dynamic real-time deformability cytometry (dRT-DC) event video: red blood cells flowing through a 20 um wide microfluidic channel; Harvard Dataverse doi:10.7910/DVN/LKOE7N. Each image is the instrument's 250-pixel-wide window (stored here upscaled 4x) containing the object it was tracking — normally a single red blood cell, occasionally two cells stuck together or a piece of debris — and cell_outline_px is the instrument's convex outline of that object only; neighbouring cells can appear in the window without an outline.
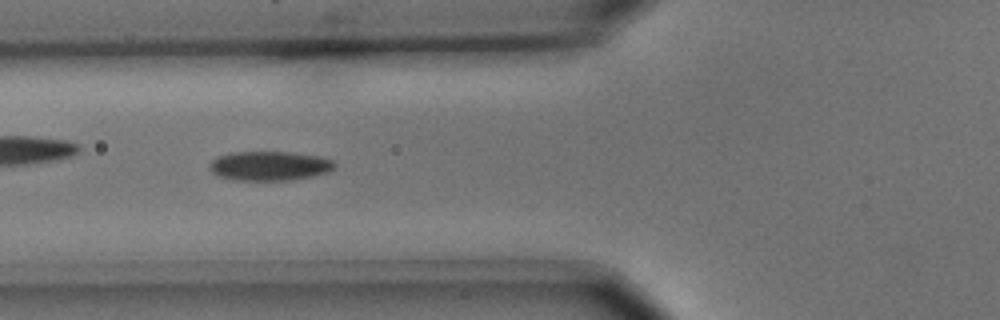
{"species": "common noctule bat (a hibernating species)", "species_latin": "Nyctalus noctula", "temperature_condition": "cold", "stored_images_in_passage": 9, "camera_frame_rate_fps": 3000, "um_per_image_px": 0.085, "animal": {"sex": "male", "body_mass_g": 15.6}, "frame": {"image": 1, "passage_image": 6, "time_ms": 1.667, "image_size_px": [1000, 320], "cell_outline_px": [[336, 164], [328, 172], [312, 176], [288, 180], [232, 180], [220, 176], [212, 172], [208, 168], [208, 164], [216, 156], [232, 152], [288, 152], [320, 156], [332, 160]], "centroid_in_image_um": [22.86, 14.09], "position_along_channel_um": 102.9, "area_um2": 21.39}}
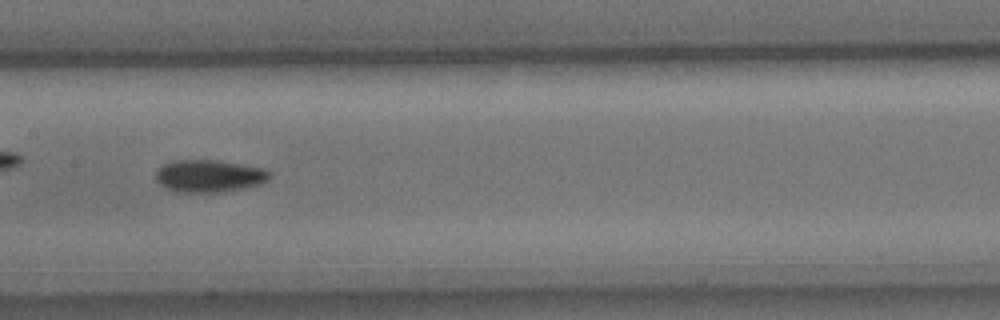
{"frame": {"image": 2, "passage_image": 8, "time_ms": 2.333, "image_size_px": [1000, 320], "cell_outline_px": [[272, 176], [268, 180], [260, 184], [220, 192], [176, 192], [160, 184], [156, 180], [156, 172], [164, 164], [172, 160], [216, 160], [264, 168], [272, 172]], "centroid_in_image_um": [17.8, 14.95], "position_along_channel_um": 189.6, "area_um2": 21.39}}
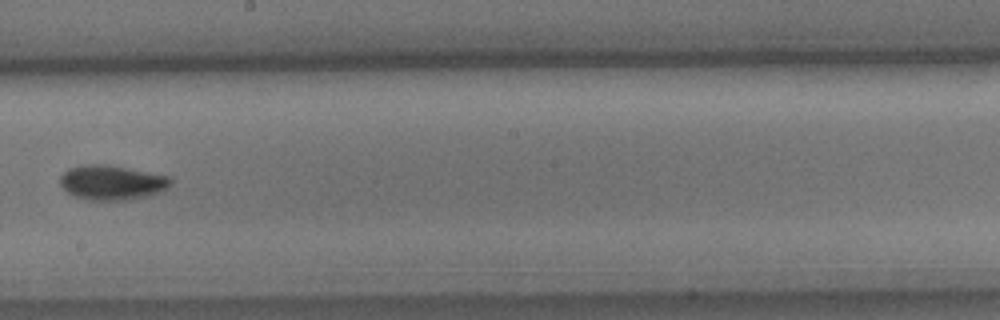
{"frame": {"image": 3, "passage_image": 9, "time_ms": 2.667, "image_size_px": [1000, 320], "cell_outline_px": [[172, 184], [164, 192], [148, 196], [128, 200], [88, 200], [76, 196], [68, 192], [60, 184], [60, 176], [68, 168], [84, 164], [108, 164], [168, 176], [172, 180]], "centroid_in_image_um": [9.54, 15.51], "position_along_channel_um": 238.7, "area_um2": 22.54}}